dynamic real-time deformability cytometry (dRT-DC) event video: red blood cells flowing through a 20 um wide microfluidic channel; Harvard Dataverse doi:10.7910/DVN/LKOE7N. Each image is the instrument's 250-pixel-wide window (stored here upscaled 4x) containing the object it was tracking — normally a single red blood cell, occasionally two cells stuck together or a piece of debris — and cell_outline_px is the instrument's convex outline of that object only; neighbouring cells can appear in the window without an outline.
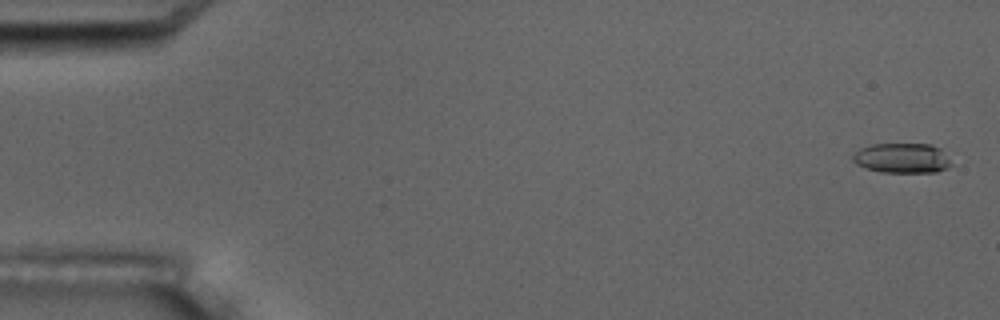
{"species": "common noctule bat (a hibernating species)", "species_latin": "Nyctalus noctula", "temperature_condition": "room temperature", "stored_images_in_passage": 10, "camera_frame_rate_fps": 3000, "um_per_image_px": 0.085, "animal": {"sex": "male", "body_mass_g": 17.5, "forearm_length_mm": 52.3}, "frame": {"image": 1, "passage_image": 1, "time_ms": 0.0, "image_size_px": [1000, 320], "cell_outline_px": [[952, 164], [948, 168], [936, 172], [880, 172], [856, 164], [852, 160], [852, 156], [860, 148], [872, 144], [932, 144], [940, 148]], "centroid_in_image_um": [76.68, 13.43], "position_along_channel_um": 8.3, "area_um2": 17.11}}
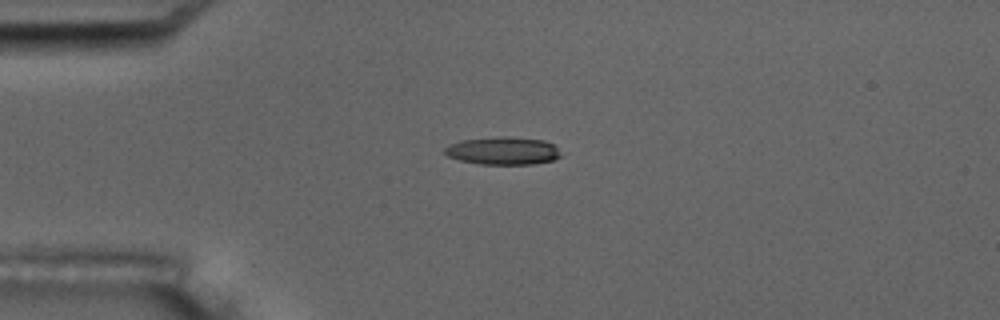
{"frame": {"image": 2, "passage_image": 5, "time_ms": 4.333, "image_size_px": [1000, 320], "cell_outline_px": [[560, 156], [552, 160], [532, 164], [480, 164], [460, 160], [448, 156], [444, 152], [444, 148], [448, 144], [460, 140], [500, 136], [508, 136], [544, 140], [556, 144]], "centroid_in_image_um": [42.74, 12.8], "position_along_channel_um": 42.3, "area_um2": 18.9}}
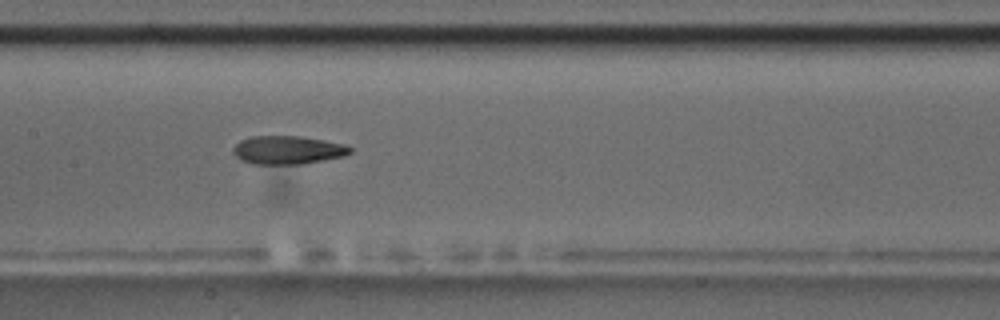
{"frame": {"image": 3, "passage_image": 9, "time_ms": 9.0, "image_size_px": [1000, 320], "cell_outline_px": [[352, 152], [344, 156], [304, 164], [252, 164], [240, 160], [232, 152], [232, 148], [240, 140], [252, 136], [300, 136], [324, 140], [344, 144], [352, 148]], "centroid_in_image_um": [24.44, 12.75], "position_along_channel_um": 183.0, "area_um2": 19.48}}